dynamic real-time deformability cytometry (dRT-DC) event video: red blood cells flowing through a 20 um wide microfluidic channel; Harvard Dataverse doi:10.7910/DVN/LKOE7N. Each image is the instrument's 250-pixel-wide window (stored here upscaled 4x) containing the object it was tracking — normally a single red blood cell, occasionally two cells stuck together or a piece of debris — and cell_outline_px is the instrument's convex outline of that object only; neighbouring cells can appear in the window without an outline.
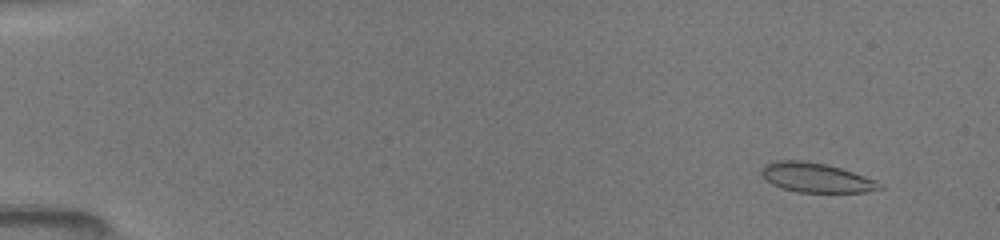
{"species": "common noctule bat (a hibernating species)", "species_latin": "Nyctalus noctula", "temperature_condition": "room temperature", "stored_images_in_passage": 12, "camera_frame_rate_fps": 3000, "um_per_image_px": 0.085, "animal": {"sex": "female", "body_mass_g": 19.5, "forearm_length_mm": 54.1}, "frame": {"image": 1, "passage_image": 4, "time_ms": 1.0, "image_size_px": [1000, 240], "cell_outline_px": [[884, 188], [864, 192], [796, 192], [780, 188], [772, 184], [760, 172], [760, 168], [764, 164], [776, 160], [804, 160], [828, 164], [876, 180], [884, 184]], "centroid_in_image_um": [69.36, 15.09], "position_along_channel_um": 15.6, "area_um2": 20.46}}
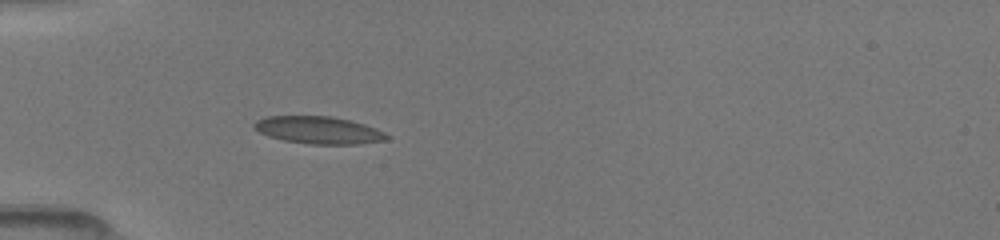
{"frame": {"image": 2, "passage_image": 12, "time_ms": 5.0, "image_size_px": [1000, 240], "cell_outline_px": [[388, 140], [360, 144], [308, 144], [284, 140], [268, 136], [252, 128], [252, 124], [256, 120], [264, 116], [332, 116], [364, 124], [376, 128], [384, 132], [388, 136]], "centroid_in_image_um": [27.05, 11.06], "position_along_channel_um": 57.9, "area_um2": 21.27}}